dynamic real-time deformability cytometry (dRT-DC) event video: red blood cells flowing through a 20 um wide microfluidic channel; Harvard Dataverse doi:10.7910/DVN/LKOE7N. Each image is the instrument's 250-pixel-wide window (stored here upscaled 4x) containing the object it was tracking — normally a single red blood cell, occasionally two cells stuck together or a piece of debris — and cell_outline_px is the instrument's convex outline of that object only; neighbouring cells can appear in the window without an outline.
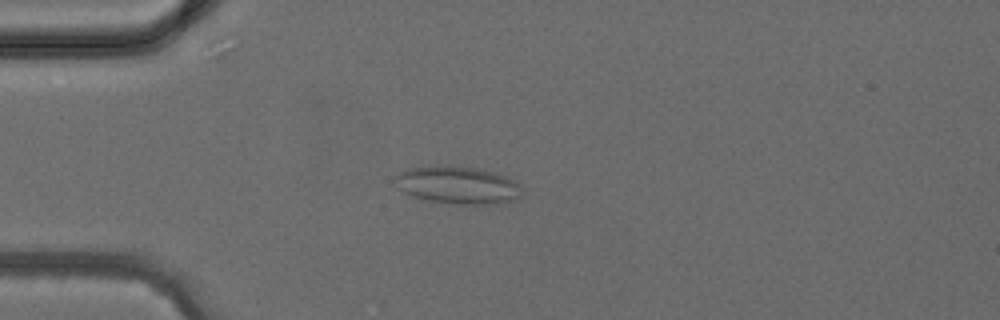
{"species": "common noctule bat (a hibernating species)", "species_latin": "Nyctalus noctula", "temperature_condition": "cold", "stored_images_in_passage": 2, "camera_frame_rate_fps": 3000, "um_per_image_px": 0.085, "animal": {"sex": "female", "body_mass_g": 24.6, "forearm_length_mm": 56.2}, "frame": {"image": 1, "passage_image": 2, "time_ms": 1.0, "image_size_px": [1000, 320], "cell_outline_px": [[516, 196], [512, 200], [488, 204], [460, 204], [428, 200], [412, 196], [404, 192], [392, 184], [392, 180], [400, 172], [408, 168], [436, 164], [440, 164], [476, 168], [496, 172], [508, 176], [516, 184]], "centroid_in_image_um": [38.75, 15.69], "position_along_channel_um": 46.3, "area_um2": 27.57}}